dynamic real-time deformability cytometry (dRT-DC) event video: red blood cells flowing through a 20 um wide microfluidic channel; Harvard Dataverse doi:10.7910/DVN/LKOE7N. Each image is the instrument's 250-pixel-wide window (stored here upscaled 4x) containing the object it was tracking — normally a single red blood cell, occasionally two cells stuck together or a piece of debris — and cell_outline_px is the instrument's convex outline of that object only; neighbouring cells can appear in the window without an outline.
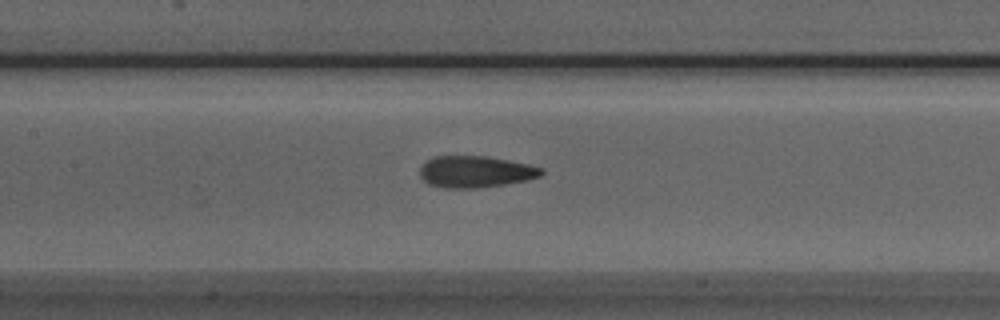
{"species": "Egyptian fruit bat (a non-hibernating species)", "species_latin": "Rousettus aegyptiacus", "temperature_condition": "room temperature", "stored_images_in_passage": 26, "camera_frame_rate_fps": 3000, "um_per_image_px": 0.085, "animal": {"sex": "male"}, "frame": {"image": 1, "passage_image": 8, "time_ms": 2.333, "image_size_px": [1000, 320], "cell_outline_px": [[544, 172], [540, 176], [528, 180], [504, 184], [476, 188], [444, 188], [428, 184], [420, 176], [420, 168], [428, 160], [436, 156], [488, 156], [528, 164], [544, 168]], "centroid_in_image_um": [40.43, 14.6], "position_along_channel_um": 167.0, "area_um2": 22.37}}
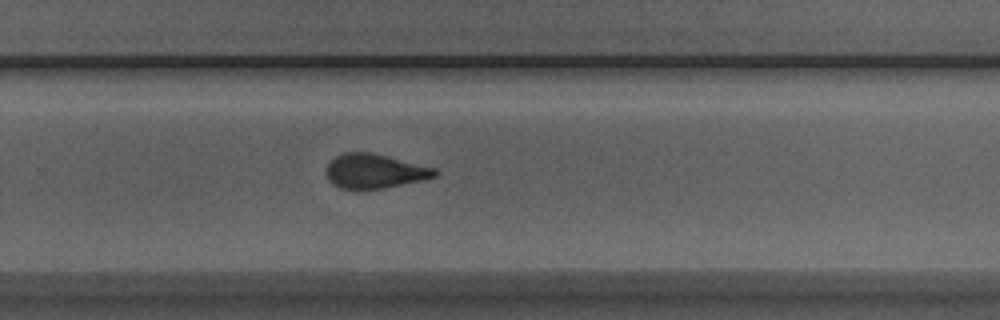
{"frame": {"image": 2, "passage_image": 18, "time_ms": 5.667, "image_size_px": [1000, 320], "cell_outline_px": [[440, 172], [436, 176], [424, 180], [384, 188], [340, 188], [332, 184], [328, 180], [324, 168], [336, 156], [344, 152], [368, 152], [436, 168]], "centroid_in_image_um": [31.83, 14.55], "position_along_channel_um": 298.0, "area_um2": 21.62}}
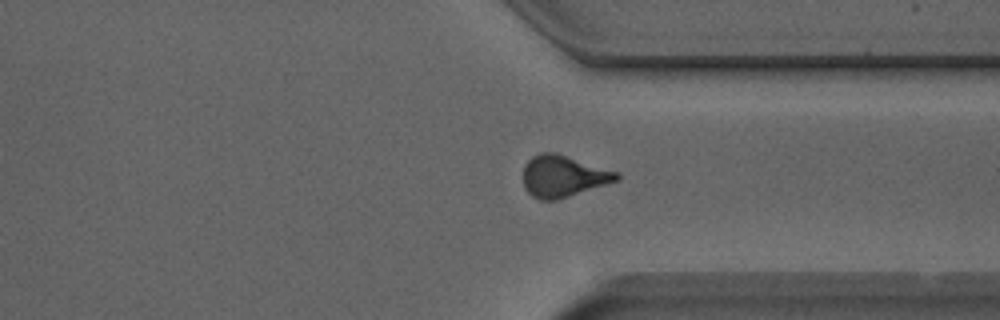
{"frame": {"image": 3, "passage_image": 23, "time_ms": 7.333, "image_size_px": [1000, 320], "cell_outline_px": [[620, 180], [556, 200], [540, 200], [532, 196], [524, 188], [524, 164], [532, 156], [540, 152], [556, 152], [620, 172]], "centroid_in_image_um": [47.89, 14.96], "position_along_channel_um": 363.5, "area_um2": 22.89}}